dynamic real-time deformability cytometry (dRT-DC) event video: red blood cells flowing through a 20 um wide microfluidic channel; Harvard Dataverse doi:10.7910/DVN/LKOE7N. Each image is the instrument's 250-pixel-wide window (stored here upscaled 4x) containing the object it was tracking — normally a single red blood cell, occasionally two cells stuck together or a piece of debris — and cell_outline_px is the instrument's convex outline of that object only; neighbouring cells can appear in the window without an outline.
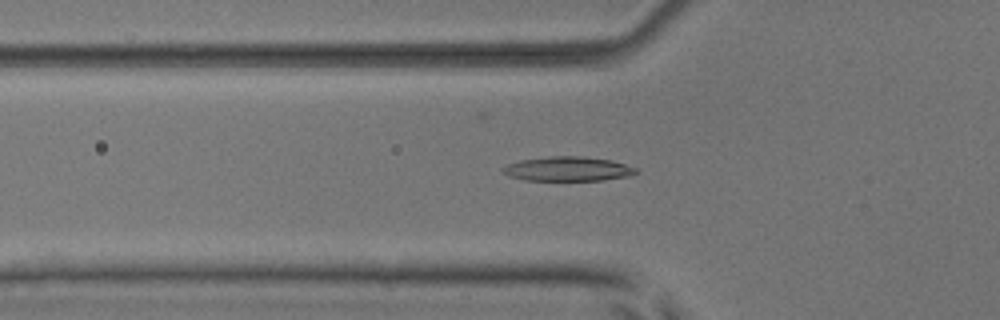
{"species": "common noctule bat (a hibernating species)", "species_latin": "Nyctalus noctula", "temperature_condition": "room temperature", "stored_images_in_passage": 37, "camera_frame_rate_fps": 3000, "um_per_image_px": 0.085, "animal": {"sex": "male", "body_mass_g": 17.9, "forearm_length_mm": 54.2}, "frame": {"image": 1, "passage_image": 3, "time_ms": 0.667, "image_size_px": [1000, 320], "cell_outline_px": [[636, 172], [632, 176], [604, 180], [524, 180], [508, 176], [500, 172], [500, 168], [508, 164], [520, 160], [552, 156], [580, 156], [612, 160], [636, 168]], "centroid_in_image_um": [48.23, 14.36], "position_along_channel_um": 77.6, "area_um2": 19.02}}
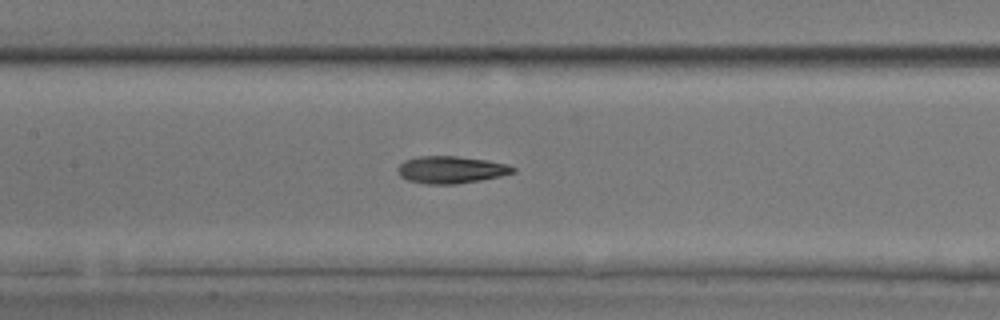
{"frame": {"image": 2, "passage_image": 10, "time_ms": 3.0, "image_size_px": [1000, 320], "cell_outline_px": [[516, 172], [500, 176], [480, 180], [456, 184], [428, 184], [408, 180], [400, 176], [396, 168], [404, 160], [420, 156], [456, 156], [488, 160], [508, 164], [516, 168]], "centroid_in_image_um": [38.35, 14.42], "position_along_channel_um": 169.1, "area_um2": 18.32}}
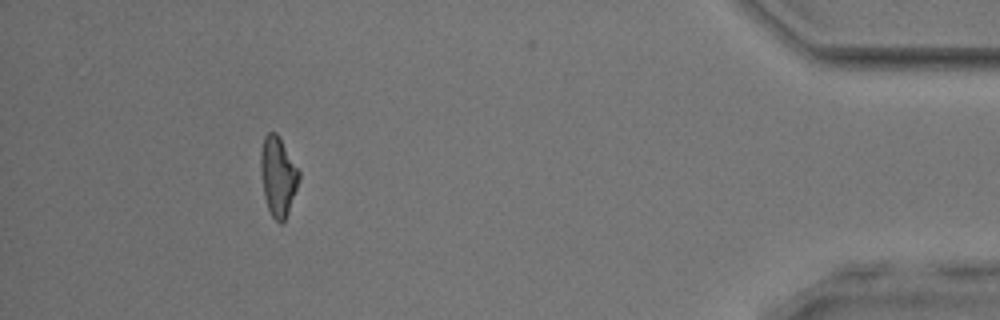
{"frame": {"image": 3, "passage_image": 33, "time_ms": 10.667, "image_size_px": [1000, 320], "cell_outline_px": [[300, 176], [288, 212], [284, 220], [280, 224], [272, 216], [268, 208], [264, 196], [260, 172], [260, 152], [264, 136], [268, 132], [276, 132], [300, 172]], "centroid_in_image_um": [23.6, 14.96], "position_along_channel_um": 411.6, "area_um2": 17.46}, "authors_computed_cell_mechanics": {"area_um2": 17.8024, "velocity_mm_per_s": 3.908, "shape_relaxation_time_tau1_ms": 3.5778, "shape_relaxation_time_tau2_ms": 4.3497, "deformation_change_tau1": 0.1405, "deformation_change_tau2": 0.1135}}